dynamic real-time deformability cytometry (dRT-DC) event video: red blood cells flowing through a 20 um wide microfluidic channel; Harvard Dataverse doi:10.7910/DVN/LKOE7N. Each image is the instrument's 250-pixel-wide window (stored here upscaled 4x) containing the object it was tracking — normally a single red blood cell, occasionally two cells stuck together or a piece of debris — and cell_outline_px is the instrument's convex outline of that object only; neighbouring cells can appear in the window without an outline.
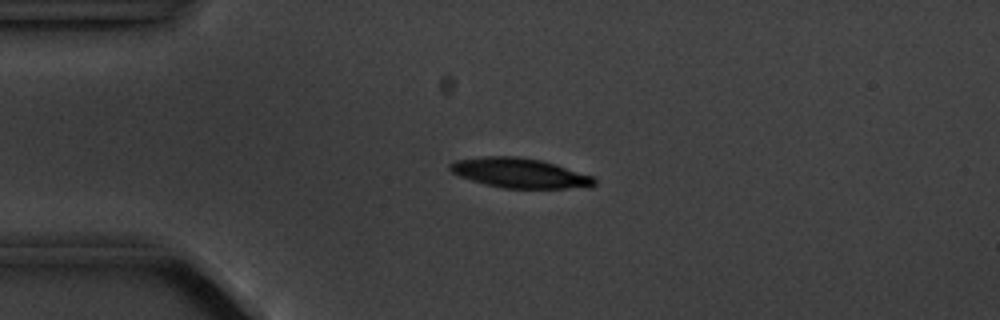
{"species": "common noctule bat (a hibernating species)", "species_latin": "Nyctalus noctula", "temperature_condition": "cold", "stored_images_in_passage": 5, "camera_frame_rate_fps": 3000, "um_per_image_px": 0.085, "animal": {"sex": "male", "body_mass_g": 20.1, "forearm_length_mm": 53.5}, "frame": {"image": 1, "passage_image": 2, "time_ms": 1.0, "image_size_px": [1000, 320], "cell_outline_px": [[596, 184], [592, 188], [504, 188], [472, 180], [460, 176], [452, 172], [448, 168], [448, 164], [456, 160], [484, 156], [516, 156], [540, 160], [556, 164], [592, 176], [596, 180]], "centroid_in_image_um": [44.21, 14.71], "position_along_channel_um": 40.8, "area_um2": 24.97}}